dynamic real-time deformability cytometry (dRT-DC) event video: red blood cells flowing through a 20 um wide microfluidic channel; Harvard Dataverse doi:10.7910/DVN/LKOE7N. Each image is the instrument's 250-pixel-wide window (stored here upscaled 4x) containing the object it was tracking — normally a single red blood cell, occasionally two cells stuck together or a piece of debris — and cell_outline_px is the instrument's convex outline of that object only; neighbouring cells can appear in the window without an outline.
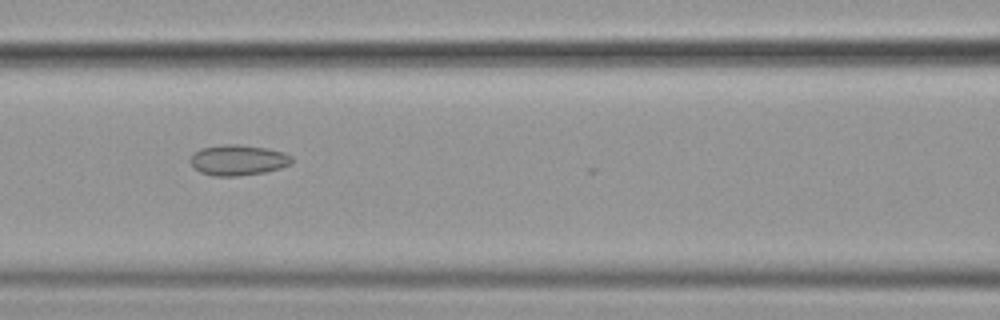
{"species": "common noctule bat (a hibernating species)", "species_latin": "Nyctalus noctula", "temperature_condition": "cold", "stored_images_in_passage": 16, "camera_frame_rate_fps": 3000, "um_per_image_px": 0.085, "animal": {"sex": "female", "body_mass_g": 19.9}, "frame": {"image": 1, "passage_image": 7, "time_ms": 2.0, "image_size_px": [1000, 320], "cell_outline_px": [[292, 164], [280, 168], [264, 172], [236, 176], [212, 176], [200, 172], [192, 164], [192, 156], [200, 148], [224, 144], [240, 144], [268, 148], [284, 152], [292, 156]], "centroid_in_image_um": [20.28, 13.6], "position_along_channel_um": 146.3, "area_um2": 18.03}}
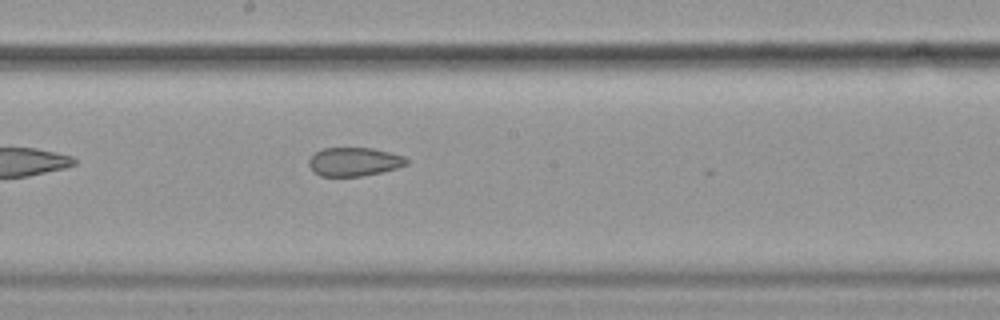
{"frame": {"image": 2, "passage_image": 13, "time_ms": 4.0, "image_size_px": [1000, 320], "cell_outline_px": [[408, 164], [396, 168], [380, 172], [360, 176], [320, 176], [308, 164], [308, 160], [316, 152], [324, 148], [372, 148], [404, 156], [408, 160]], "centroid_in_image_um": [30.11, 13.74], "position_along_channel_um": 218.1, "area_um2": 16.07}}